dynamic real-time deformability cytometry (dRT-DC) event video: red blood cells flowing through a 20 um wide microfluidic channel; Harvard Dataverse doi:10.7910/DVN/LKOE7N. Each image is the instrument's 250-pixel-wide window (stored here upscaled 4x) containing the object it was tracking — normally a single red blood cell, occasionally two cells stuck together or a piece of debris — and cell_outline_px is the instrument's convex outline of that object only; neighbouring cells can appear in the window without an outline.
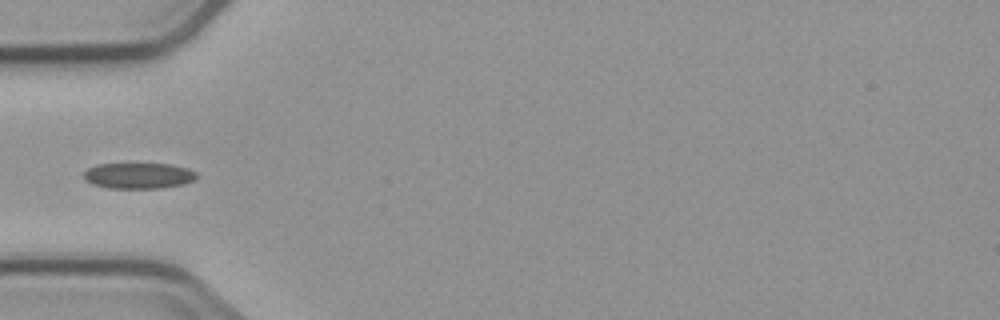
{"species": "common noctule bat (a hibernating species)", "species_latin": "Nyctalus noctula", "temperature_condition": "cold", "stored_images_in_passage": 7, "camera_frame_rate_fps": 3000, "um_per_image_px": 0.085, "animal": {"sex": "male", "body_mass_g": 23.1, "forearm_length_mm": 52.7}, "frame": {"image": 1, "passage_image": 6, "time_ms": 6.0, "image_size_px": [1000, 320], "cell_outline_px": [[200, 176], [196, 180], [184, 184], [160, 188], [108, 188], [92, 184], [84, 180], [84, 172], [88, 168], [96, 164], [172, 164], [188, 168], [196, 172]], "centroid_in_image_um": [11.82, 14.93], "position_along_channel_um": 73.2, "area_um2": 17.22}}
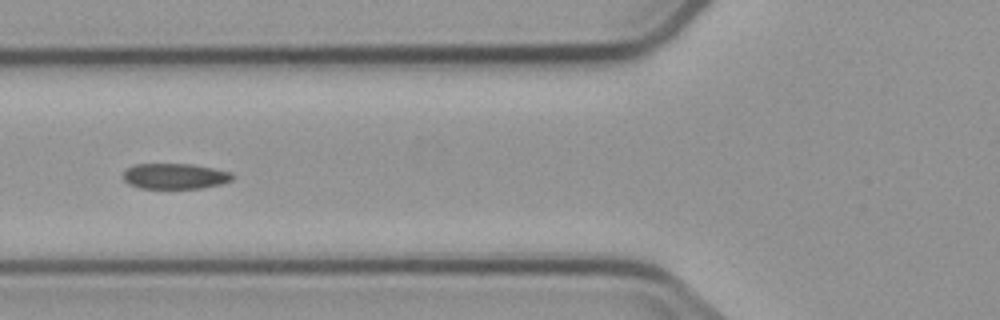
{"frame": {"image": 2, "passage_image": 7, "time_ms": 7.0, "image_size_px": [1000, 320], "cell_outline_px": [[236, 176], [232, 180], [220, 184], [200, 188], [140, 188], [128, 184], [124, 180], [124, 172], [132, 164], [192, 164], [232, 172]], "centroid_in_image_um": [14.88, 14.97], "position_along_channel_um": 110.9, "area_um2": 16.3}}